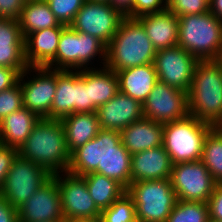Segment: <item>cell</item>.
Listing matches in <instances>:
<instances>
[{
  "instance_id": "1",
  "label": "cell",
  "mask_w": 222,
  "mask_h": 222,
  "mask_svg": "<svg viewBox=\"0 0 222 222\" xmlns=\"http://www.w3.org/2000/svg\"><path fill=\"white\" fill-rule=\"evenodd\" d=\"M131 157L121 142L120 131L101 129L95 138L71 153L67 172L76 176L97 172L127 189L131 184Z\"/></svg>"
},
{
  "instance_id": "2",
  "label": "cell",
  "mask_w": 222,
  "mask_h": 222,
  "mask_svg": "<svg viewBox=\"0 0 222 222\" xmlns=\"http://www.w3.org/2000/svg\"><path fill=\"white\" fill-rule=\"evenodd\" d=\"M23 158L41 165L51 176L65 173L71 160L61 120L40 118L18 149Z\"/></svg>"
},
{
  "instance_id": "3",
  "label": "cell",
  "mask_w": 222,
  "mask_h": 222,
  "mask_svg": "<svg viewBox=\"0 0 222 222\" xmlns=\"http://www.w3.org/2000/svg\"><path fill=\"white\" fill-rule=\"evenodd\" d=\"M188 113L215 127L222 119V68L215 60L199 61L187 93Z\"/></svg>"
},
{
  "instance_id": "4",
  "label": "cell",
  "mask_w": 222,
  "mask_h": 222,
  "mask_svg": "<svg viewBox=\"0 0 222 222\" xmlns=\"http://www.w3.org/2000/svg\"><path fill=\"white\" fill-rule=\"evenodd\" d=\"M156 50L136 18L125 17L106 48L105 66L115 72L154 63Z\"/></svg>"
},
{
  "instance_id": "5",
  "label": "cell",
  "mask_w": 222,
  "mask_h": 222,
  "mask_svg": "<svg viewBox=\"0 0 222 222\" xmlns=\"http://www.w3.org/2000/svg\"><path fill=\"white\" fill-rule=\"evenodd\" d=\"M178 46L199 61L216 60L222 46V21L210 11L178 17Z\"/></svg>"
},
{
  "instance_id": "6",
  "label": "cell",
  "mask_w": 222,
  "mask_h": 222,
  "mask_svg": "<svg viewBox=\"0 0 222 222\" xmlns=\"http://www.w3.org/2000/svg\"><path fill=\"white\" fill-rule=\"evenodd\" d=\"M106 48L96 37L87 33H80L71 26H66L60 35L56 56L45 67L56 70L79 71L97 68L98 66L95 67L93 64L95 59L97 63L100 60L99 63L105 66ZM92 64L93 67H91Z\"/></svg>"
},
{
  "instance_id": "7",
  "label": "cell",
  "mask_w": 222,
  "mask_h": 222,
  "mask_svg": "<svg viewBox=\"0 0 222 222\" xmlns=\"http://www.w3.org/2000/svg\"><path fill=\"white\" fill-rule=\"evenodd\" d=\"M212 128L189 114L163 124V146L172 164L201 160L205 137Z\"/></svg>"
},
{
  "instance_id": "8",
  "label": "cell",
  "mask_w": 222,
  "mask_h": 222,
  "mask_svg": "<svg viewBox=\"0 0 222 222\" xmlns=\"http://www.w3.org/2000/svg\"><path fill=\"white\" fill-rule=\"evenodd\" d=\"M127 193L140 222H166L177 201L170 179L133 182Z\"/></svg>"
},
{
  "instance_id": "9",
  "label": "cell",
  "mask_w": 222,
  "mask_h": 222,
  "mask_svg": "<svg viewBox=\"0 0 222 222\" xmlns=\"http://www.w3.org/2000/svg\"><path fill=\"white\" fill-rule=\"evenodd\" d=\"M72 113H91L87 69L56 70V92L51 107V119L61 120Z\"/></svg>"
},
{
  "instance_id": "10",
  "label": "cell",
  "mask_w": 222,
  "mask_h": 222,
  "mask_svg": "<svg viewBox=\"0 0 222 222\" xmlns=\"http://www.w3.org/2000/svg\"><path fill=\"white\" fill-rule=\"evenodd\" d=\"M51 177L41 165L17 154L0 189V196L18 209Z\"/></svg>"
},
{
  "instance_id": "11",
  "label": "cell",
  "mask_w": 222,
  "mask_h": 222,
  "mask_svg": "<svg viewBox=\"0 0 222 222\" xmlns=\"http://www.w3.org/2000/svg\"><path fill=\"white\" fill-rule=\"evenodd\" d=\"M18 82L22 88L23 107L40 118L51 119L56 92V69L28 67L20 74Z\"/></svg>"
},
{
  "instance_id": "12",
  "label": "cell",
  "mask_w": 222,
  "mask_h": 222,
  "mask_svg": "<svg viewBox=\"0 0 222 222\" xmlns=\"http://www.w3.org/2000/svg\"><path fill=\"white\" fill-rule=\"evenodd\" d=\"M171 185L177 200L207 203L217 183L201 160L172 165Z\"/></svg>"
},
{
  "instance_id": "13",
  "label": "cell",
  "mask_w": 222,
  "mask_h": 222,
  "mask_svg": "<svg viewBox=\"0 0 222 222\" xmlns=\"http://www.w3.org/2000/svg\"><path fill=\"white\" fill-rule=\"evenodd\" d=\"M124 18L110 3L86 0L70 26L96 37L107 47Z\"/></svg>"
},
{
  "instance_id": "14",
  "label": "cell",
  "mask_w": 222,
  "mask_h": 222,
  "mask_svg": "<svg viewBox=\"0 0 222 222\" xmlns=\"http://www.w3.org/2000/svg\"><path fill=\"white\" fill-rule=\"evenodd\" d=\"M52 177L58 184L65 222L100 218L101 211L90 196L86 182L81 176L65 172Z\"/></svg>"
},
{
  "instance_id": "15",
  "label": "cell",
  "mask_w": 222,
  "mask_h": 222,
  "mask_svg": "<svg viewBox=\"0 0 222 222\" xmlns=\"http://www.w3.org/2000/svg\"><path fill=\"white\" fill-rule=\"evenodd\" d=\"M199 60L180 46L156 52L154 65L158 81L189 92Z\"/></svg>"
},
{
  "instance_id": "16",
  "label": "cell",
  "mask_w": 222,
  "mask_h": 222,
  "mask_svg": "<svg viewBox=\"0 0 222 222\" xmlns=\"http://www.w3.org/2000/svg\"><path fill=\"white\" fill-rule=\"evenodd\" d=\"M143 105V116L166 124L182 118L188 113L187 92L158 81Z\"/></svg>"
},
{
  "instance_id": "17",
  "label": "cell",
  "mask_w": 222,
  "mask_h": 222,
  "mask_svg": "<svg viewBox=\"0 0 222 222\" xmlns=\"http://www.w3.org/2000/svg\"><path fill=\"white\" fill-rule=\"evenodd\" d=\"M17 210L19 222H65L60 191L53 177Z\"/></svg>"
},
{
  "instance_id": "18",
  "label": "cell",
  "mask_w": 222,
  "mask_h": 222,
  "mask_svg": "<svg viewBox=\"0 0 222 222\" xmlns=\"http://www.w3.org/2000/svg\"><path fill=\"white\" fill-rule=\"evenodd\" d=\"M101 129L121 131L142 119L143 105L120 91L97 109Z\"/></svg>"
},
{
  "instance_id": "19",
  "label": "cell",
  "mask_w": 222,
  "mask_h": 222,
  "mask_svg": "<svg viewBox=\"0 0 222 222\" xmlns=\"http://www.w3.org/2000/svg\"><path fill=\"white\" fill-rule=\"evenodd\" d=\"M24 39L18 20L0 17V67L17 69L20 73L29 67Z\"/></svg>"
},
{
  "instance_id": "20",
  "label": "cell",
  "mask_w": 222,
  "mask_h": 222,
  "mask_svg": "<svg viewBox=\"0 0 222 222\" xmlns=\"http://www.w3.org/2000/svg\"><path fill=\"white\" fill-rule=\"evenodd\" d=\"M172 161L164 146L137 152L131 157V183L170 179Z\"/></svg>"
},
{
  "instance_id": "21",
  "label": "cell",
  "mask_w": 222,
  "mask_h": 222,
  "mask_svg": "<svg viewBox=\"0 0 222 222\" xmlns=\"http://www.w3.org/2000/svg\"><path fill=\"white\" fill-rule=\"evenodd\" d=\"M136 19L143 25L156 51L178 45V16L168 8L162 12L139 16Z\"/></svg>"
},
{
  "instance_id": "22",
  "label": "cell",
  "mask_w": 222,
  "mask_h": 222,
  "mask_svg": "<svg viewBox=\"0 0 222 222\" xmlns=\"http://www.w3.org/2000/svg\"><path fill=\"white\" fill-rule=\"evenodd\" d=\"M120 135L132 155L163 145V124L143 117L121 130Z\"/></svg>"
},
{
  "instance_id": "23",
  "label": "cell",
  "mask_w": 222,
  "mask_h": 222,
  "mask_svg": "<svg viewBox=\"0 0 222 222\" xmlns=\"http://www.w3.org/2000/svg\"><path fill=\"white\" fill-rule=\"evenodd\" d=\"M64 28H46L25 37V60L29 67H45L56 56L59 38Z\"/></svg>"
},
{
  "instance_id": "24",
  "label": "cell",
  "mask_w": 222,
  "mask_h": 222,
  "mask_svg": "<svg viewBox=\"0 0 222 222\" xmlns=\"http://www.w3.org/2000/svg\"><path fill=\"white\" fill-rule=\"evenodd\" d=\"M119 91L143 104L158 82L154 63L130 67L115 72Z\"/></svg>"
},
{
  "instance_id": "25",
  "label": "cell",
  "mask_w": 222,
  "mask_h": 222,
  "mask_svg": "<svg viewBox=\"0 0 222 222\" xmlns=\"http://www.w3.org/2000/svg\"><path fill=\"white\" fill-rule=\"evenodd\" d=\"M61 123L70 153L95 138L101 130L97 112L72 113L63 117Z\"/></svg>"
},
{
  "instance_id": "26",
  "label": "cell",
  "mask_w": 222,
  "mask_h": 222,
  "mask_svg": "<svg viewBox=\"0 0 222 222\" xmlns=\"http://www.w3.org/2000/svg\"><path fill=\"white\" fill-rule=\"evenodd\" d=\"M40 117L22 107L0 122V144L19 149L31 134Z\"/></svg>"
},
{
  "instance_id": "27",
  "label": "cell",
  "mask_w": 222,
  "mask_h": 222,
  "mask_svg": "<svg viewBox=\"0 0 222 222\" xmlns=\"http://www.w3.org/2000/svg\"><path fill=\"white\" fill-rule=\"evenodd\" d=\"M99 68L87 69V87H89L91 112L112 99L118 92V78L115 71L99 65Z\"/></svg>"
},
{
  "instance_id": "28",
  "label": "cell",
  "mask_w": 222,
  "mask_h": 222,
  "mask_svg": "<svg viewBox=\"0 0 222 222\" xmlns=\"http://www.w3.org/2000/svg\"><path fill=\"white\" fill-rule=\"evenodd\" d=\"M18 22L24 38L42 29L66 27L59 23L45 0H25Z\"/></svg>"
},
{
  "instance_id": "29",
  "label": "cell",
  "mask_w": 222,
  "mask_h": 222,
  "mask_svg": "<svg viewBox=\"0 0 222 222\" xmlns=\"http://www.w3.org/2000/svg\"><path fill=\"white\" fill-rule=\"evenodd\" d=\"M81 177L85 180L90 196L100 211L110 207L127 192V189L117 180L97 172H91Z\"/></svg>"
},
{
  "instance_id": "30",
  "label": "cell",
  "mask_w": 222,
  "mask_h": 222,
  "mask_svg": "<svg viewBox=\"0 0 222 222\" xmlns=\"http://www.w3.org/2000/svg\"><path fill=\"white\" fill-rule=\"evenodd\" d=\"M201 161L217 184H222V129L213 127L206 135Z\"/></svg>"
},
{
  "instance_id": "31",
  "label": "cell",
  "mask_w": 222,
  "mask_h": 222,
  "mask_svg": "<svg viewBox=\"0 0 222 222\" xmlns=\"http://www.w3.org/2000/svg\"><path fill=\"white\" fill-rule=\"evenodd\" d=\"M208 219V203L177 200L166 222H207Z\"/></svg>"
},
{
  "instance_id": "32",
  "label": "cell",
  "mask_w": 222,
  "mask_h": 222,
  "mask_svg": "<svg viewBox=\"0 0 222 222\" xmlns=\"http://www.w3.org/2000/svg\"><path fill=\"white\" fill-rule=\"evenodd\" d=\"M136 218V210L133 198L125 192L110 207L101 211V222H124Z\"/></svg>"
},
{
  "instance_id": "33",
  "label": "cell",
  "mask_w": 222,
  "mask_h": 222,
  "mask_svg": "<svg viewBox=\"0 0 222 222\" xmlns=\"http://www.w3.org/2000/svg\"><path fill=\"white\" fill-rule=\"evenodd\" d=\"M60 24L70 26L86 0H45Z\"/></svg>"
},
{
  "instance_id": "34",
  "label": "cell",
  "mask_w": 222,
  "mask_h": 222,
  "mask_svg": "<svg viewBox=\"0 0 222 222\" xmlns=\"http://www.w3.org/2000/svg\"><path fill=\"white\" fill-rule=\"evenodd\" d=\"M23 107L22 88L18 82L0 92V122L9 114Z\"/></svg>"
},
{
  "instance_id": "35",
  "label": "cell",
  "mask_w": 222,
  "mask_h": 222,
  "mask_svg": "<svg viewBox=\"0 0 222 222\" xmlns=\"http://www.w3.org/2000/svg\"><path fill=\"white\" fill-rule=\"evenodd\" d=\"M167 8L178 17L203 14L209 11V0H168Z\"/></svg>"
},
{
  "instance_id": "36",
  "label": "cell",
  "mask_w": 222,
  "mask_h": 222,
  "mask_svg": "<svg viewBox=\"0 0 222 222\" xmlns=\"http://www.w3.org/2000/svg\"><path fill=\"white\" fill-rule=\"evenodd\" d=\"M167 9V0H133L132 18L139 16L158 13Z\"/></svg>"
},
{
  "instance_id": "37",
  "label": "cell",
  "mask_w": 222,
  "mask_h": 222,
  "mask_svg": "<svg viewBox=\"0 0 222 222\" xmlns=\"http://www.w3.org/2000/svg\"><path fill=\"white\" fill-rule=\"evenodd\" d=\"M18 154V149L0 144V189L2 188L7 173L11 168L14 158Z\"/></svg>"
},
{
  "instance_id": "38",
  "label": "cell",
  "mask_w": 222,
  "mask_h": 222,
  "mask_svg": "<svg viewBox=\"0 0 222 222\" xmlns=\"http://www.w3.org/2000/svg\"><path fill=\"white\" fill-rule=\"evenodd\" d=\"M207 203L209 206V218L222 221V184H217L214 187Z\"/></svg>"
},
{
  "instance_id": "39",
  "label": "cell",
  "mask_w": 222,
  "mask_h": 222,
  "mask_svg": "<svg viewBox=\"0 0 222 222\" xmlns=\"http://www.w3.org/2000/svg\"><path fill=\"white\" fill-rule=\"evenodd\" d=\"M25 0H0V17L18 20Z\"/></svg>"
},
{
  "instance_id": "40",
  "label": "cell",
  "mask_w": 222,
  "mask_h": 222,
  "mask_svg": "<svg viewBox=\"0 0 222 222\" xmlns=\"http://www.w3.org/2000/svg\"><path fill=\"white\" fill-rule=\"evenodd\" d=\"M20 74L17 69L0 67V92L17 84Z\"/></svg>"
},
{
  "instance_id": "41",
  "label": "cell",
  "mask_w": 222,
  "mask_h": 222,
  "mask_svg": "<svg viewBox=\"0 0 222 222\" xmlns=\"http://www.w3.org/2000/svg\"><path fill=\"white\" fill-rule=\"evenodd\" d=\"M0 222H19L18 210L0 196Z\"/></svg>"
},
{
  "instance_id": "42",
  "label": "cell",
  "mask_w": 222,
  "mask_h": 222,
  "mask_svg": "<svg viewBox=\"0 0 222 222\" xmlns=\"http://www.w3.org/2000/svg\"><path fill=\"white\" fill-rule=\"evenodd\" d=\"M132 2L133 0H110L109 3L125 17L132 18Z\"/></svg>"
},
{
  "instance_id": "43",
  "label": "cell",
  "mask_w": 222,
  "mask_h": 222,
  "mask_svg": "<svg viewBox=\"0 0 222 222\" xmlns=\"http://www.w3.org/2000/svg\"><path fill=\"white\" fill-rule=\"evenodd\" d=\"M209 11L222 21V0H209Z\"/></svg>"
},
{
  "instance_id": "44",
  "label": "cell",
  "mask_w": 222,
  "mask_h": 222,
  "mask_svg": "<svg viewBox=\"0 0 222 222\" xmlns=\"http://www.w3.org/2000/svg\"><path fill=\"white\" fill-rule=\"evenodd\" d=\"M70 222H101L99 218L97 219H84V220H73Z\"/></svg>"
},
{
  "instance_id": "45",
  "label": "cell",
  "mask_w": 222,
  "mask_h": 222,
  "mask_svg": "<svg viewBox=\"0 0 222 222\" xmlns=\"http://www.w3.org/2000/svg\"><path fill=\"white\" fill-rule=\"evenodd\" d=\"M215 61H216V62L220 65V67L222 68V46H221L219 55H218V57L216 58Z\"/></svg>"
},
{
  "instance_id": "46",
  "label": "cell",
  "mask_w": 222,
  "mask_h": 222,
  "mask_svg": "<svg viewBox=\"0 0 222 222\" xmlns=\"http://www.w3.org/2000/svg\"><path fill=\"white\" fill-rule=\"evenodd\" d=\"M91 1L109 3L110 0H91Z\"/></svg>"
},
{
  "instance_id": "47",
  "label": "cell",
  "mask_w": 222,
  "mask_h": 222,
  "mask_svg": "<svg viewBox=\"0 0 222 222\" xmlns=\"http://www.w3.org/2000/svg\"><path fill=\"white\" fill-rule=\"evenodd\" d=\"M216 128H221L222 129V119L221 121L215 126Z\"/></svg>"
},
{
  "instance_id": "48",
  "label": "cell",
  "mask_w": 222,
  "mask_h": 222,
  "mask_svg": "<svg viewBox=\"0 0 222 222\" xmlns=\"http://www.w3.org/2000/svg\"><path fill=\"white\" fill-rule=\"evenodd\" d=\"M207 222H222V221H218V220H215V219L209 218Z\"/></svg>"
},
{
  "instance_id": "49",
  "label": "cell",
  "mask_w": 222,
  "mask_h": 222,
  "mask_svg": "<svg viewBox=\"0 0 222 222\" xmlns=\"http://www.w3.org/2000/svg\"><path fill=\"white\" fill-rule=\"evenodd\" d=\"M124 222H140L137 218H135L134 220L131 221H124Z\"/></svg>"
}]
</instances>
